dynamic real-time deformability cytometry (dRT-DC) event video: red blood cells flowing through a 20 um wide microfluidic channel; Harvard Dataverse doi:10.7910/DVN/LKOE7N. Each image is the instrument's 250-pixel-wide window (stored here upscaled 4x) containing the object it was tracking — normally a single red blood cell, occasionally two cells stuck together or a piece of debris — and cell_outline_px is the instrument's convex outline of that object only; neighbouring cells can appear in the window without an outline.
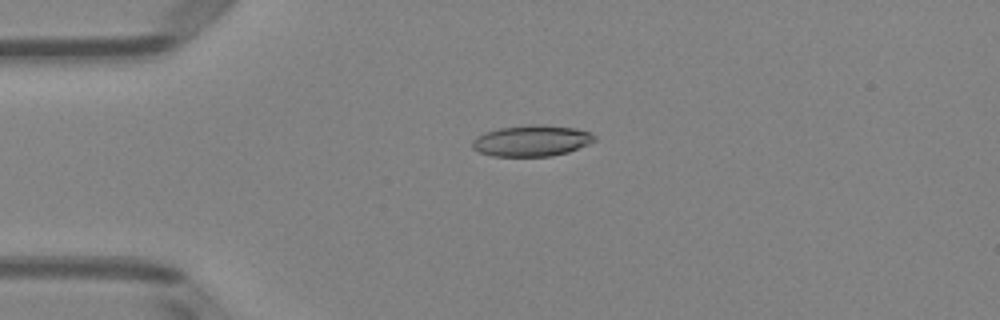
{"species": "Egyptian fruit bat (a non-hibernating species)", "species_latin": "Rousettus aegyptiacus", "temperature_condition": "room temperature", "stored_images_in_passage": 41, "camera_frame_rate_fps": 3000, "um_per_image_px": 0.085, "animal": {"sex": "female"}, "frame": {"image": 1, "passage_image": 2, "time_ms": 0.333, "image_size_px": [1000, 320], "cell_outline_px": [[596, 140], [588, 144], [568, 152], [552, 156], [492, 156], [480, 152], [472, 148], [472, 140], [476, 136], [484, 132], [500, 128], [528, 124], [536, 124], [576, 128], [588, 132], [596, 136]], "centroid_in_image_um": [45.17, 11.96], "position_along_channel_um": 39.8, "area_um2": 22.2}}
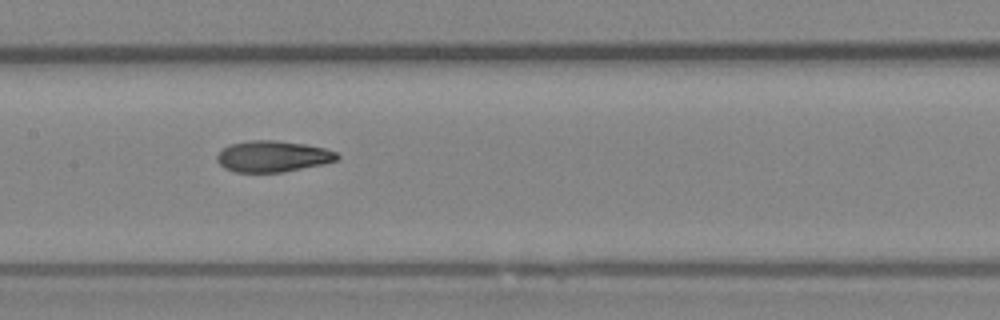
{"frame": {"image": 2, "passage_image": 15, "time_ms": 4.667, "image_size_px": [1000, 320], "cell_outline_px": [[340, 156], [336, 160], [324, 164], [284, 172], [236, 172], [224, 168], [216, 160], [216, 156], [228, 144], [252, 140], [276, 140], [304, 144], [324, 148], [336, 152]], "centroid_in_image_um": [23.18, 13.29], "position_along_channel_um": 184.2, "area_um2": 21.85}}
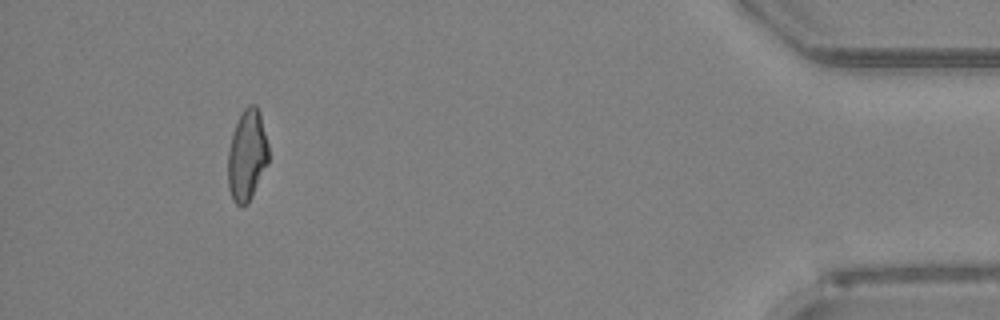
{"frame": {"image": 3, "passage_image": 37, "time_ms": 12.0, "image_size_px": [1000, 320], "cell_outline_px": [[268, 164], [248, 204], [240, 208], [232, 200], [228, 188], [228, 152], [232, 136], [240, 112], [248, 104], [256, 104], [260, 112], [268, 144]], "centroid_in_image_um": [21.0, 13.22], "position_along_channel_um": 414.2, "area_um2": 21.79}, "authors_computed_cell_mechanics": {"area_um2": 21.8484, "velocity_mm_per_s": 4.0124, "shape_relaxation_time_tau1_ms": 7.8996, "shape_relaxation_time_tau2_ms": 3.2107, "deformation_change_tau1": 0.2107, "deformation_change_tau2": 0.1057}}